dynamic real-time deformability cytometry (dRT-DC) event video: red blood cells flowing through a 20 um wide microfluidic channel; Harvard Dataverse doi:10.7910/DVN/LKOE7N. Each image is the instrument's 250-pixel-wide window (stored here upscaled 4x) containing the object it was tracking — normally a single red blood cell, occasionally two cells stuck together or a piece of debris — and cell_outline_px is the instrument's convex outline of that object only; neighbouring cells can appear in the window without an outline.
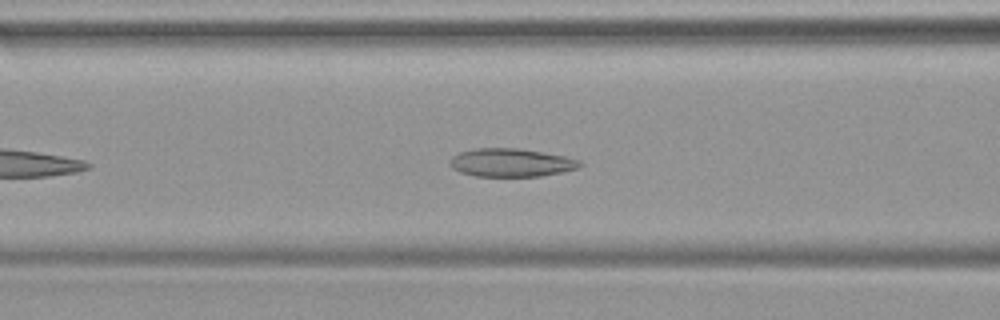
{"species": "common noctule bat (a hibernating species)", "species_latin": "Nyctalus noctula", "temperature_condition": "warm", "stored_images_in_passage": 27, "camera_frame_rate_fps": 3000, "um_per_image_px": 0.085, "animal": {"sex": "female", "body_mass_g": 19.9}, "frame": {"image": 1, "passage_image": 9, "time_ms": 2.667, "image_size_px": [1000, 320], "cell_outline_px": [[584, 164], [576, 168], [564, 172], [540, 176], [476, 176], [460, 172], [452, 168], [448, 164], [452, 156], [460, 152], [476, 148], [520, 148], [564, 156], [580, 160]], "centroid_in_image_um": [43.44, 13.82], "position_along_channel_um": 123.2, "area_um2": 21.44}}
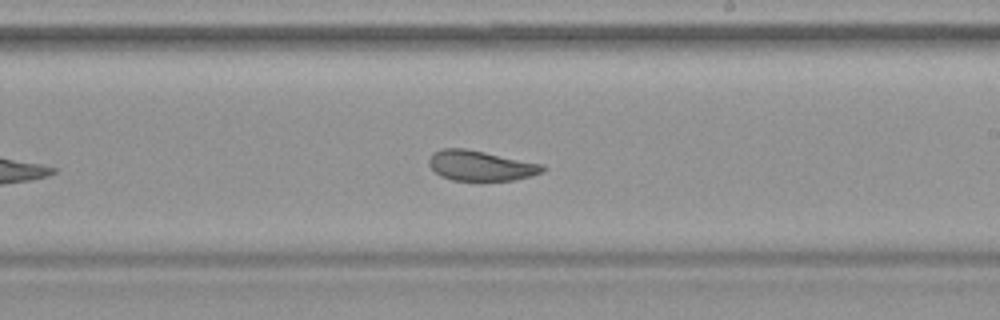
{"frame": {"image": 2, "passage_image": 18, "time_ms": 5.667, "image_size_px": [1000, 320], "cell_outline_px": [[544, 172], [516, 180], [452, 180], [440, 176], [428, 164], [428, 160], [432, 152], [440, 148], [464, 148], [544, 164]], "centroid_in_image_um": [40.83, 14.07], "position_along_channel_um": 248.2, "area_um2": 20.0}}
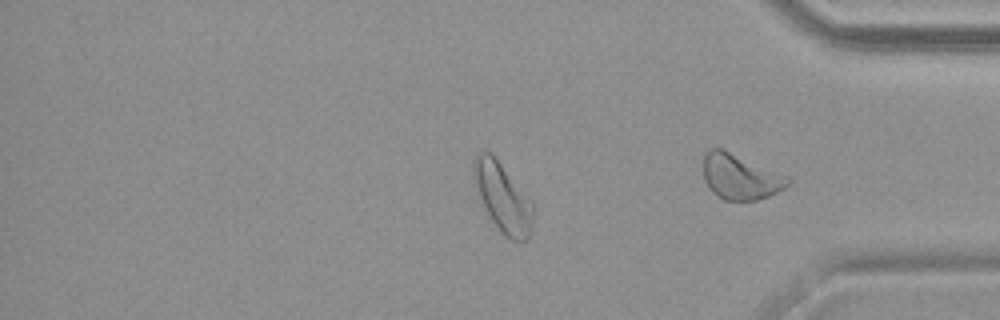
{"frame": {"image": 3, "passage_image": 27, "time_ms": 8.667, "image_size_px": [1000, 320], "cell_outline_px": [[792, 180], [784, 188], [768, 196], [756, 200], [724, 200], [712, 192], [704, 180], [704, 152], [708, 148], [720, 148], [788, 176]], "centroid_in_image_um": [62.9, 15.03], "position_along_channel_um": 372.3, "area_um2": 22.08}}